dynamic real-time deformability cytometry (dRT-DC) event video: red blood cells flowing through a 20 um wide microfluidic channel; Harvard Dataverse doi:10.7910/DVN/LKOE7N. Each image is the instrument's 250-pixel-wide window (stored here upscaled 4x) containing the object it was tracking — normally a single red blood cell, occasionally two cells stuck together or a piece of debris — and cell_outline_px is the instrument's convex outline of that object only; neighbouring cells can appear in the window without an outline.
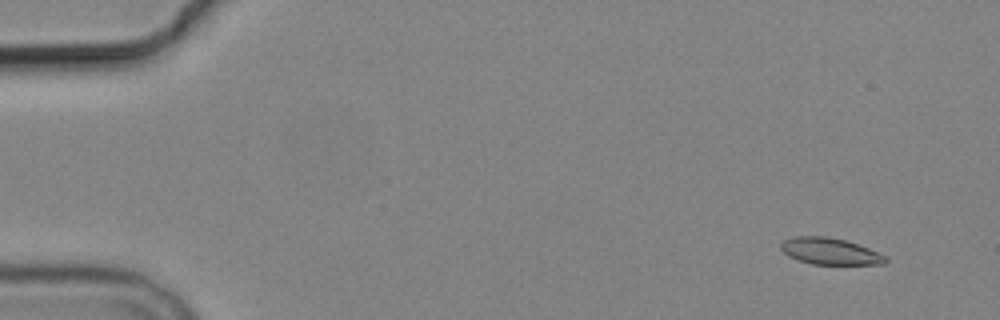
{"species": "common noctule bat (a hibernating species)", "species_latin": "Nyctalus noctula", "temperature_condition": "cold", "stored_images_in_passage": 5, "camera_frame_rate_fps": 3000, "um_per_image_px": 0.085, "animal": {"sex": "male", "body_mass_g": 19.2, "forearm_length_mm": 51.8}, "frame": {"image": 1, "passage_image": 2, "time_ms": 1.333, "image_size_px": [1000, 320], "cell_outline_px": [[888, 260], [884, 264], [812, 264], [788, 256], [780, 248], [780, 244], [784, 240], [792, 236], [828, 236], [844, 240], [868, 248], [884, 256]], "centroid_in_image_um": [70.5, 21.35], "position_along_channel_um": 14.5, "area_um2": 16.01}}